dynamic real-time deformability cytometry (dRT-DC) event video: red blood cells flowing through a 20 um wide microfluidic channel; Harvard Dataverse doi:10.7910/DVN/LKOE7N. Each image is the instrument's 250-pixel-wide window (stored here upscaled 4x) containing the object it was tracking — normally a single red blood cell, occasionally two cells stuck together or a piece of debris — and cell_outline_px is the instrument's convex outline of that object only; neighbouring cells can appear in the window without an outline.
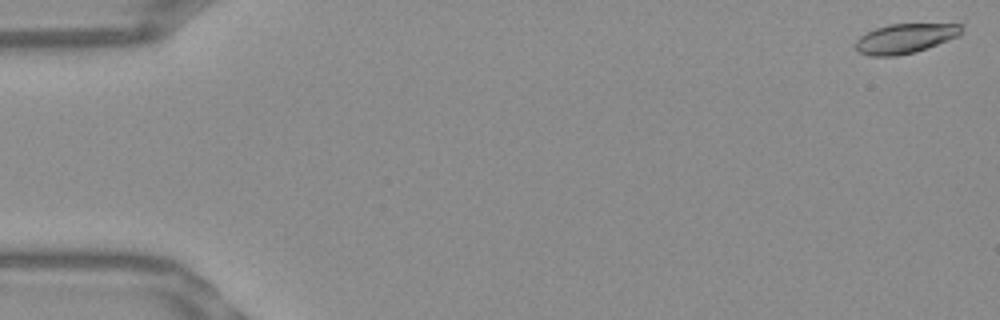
{"species": "Egyptian fruit bat (a non-hibernating species)", "species_latin": "Rousettus aegyptiacus", "temperature_condition": "warm", "stored_images_in_passage": 54, "camera_frame_rate_fps": 3000, "um_per_image_px": 0.085, "frame": {"image": 1, "passage_image": 2, "time_ms": 0.333, "image_size_px": [1000, 320], "cell_outline_px": [[964, 24], [960, 36], [916, 52], [896, 56], [868, 56], [860, 52], [856, 48], [856, 40], [860, 36], [876, 28], [888, 24]], "centroid_in_image_um": [76.96, 3.27], "position_along_channel_um": 8.0, "area_um2": 18.32}}
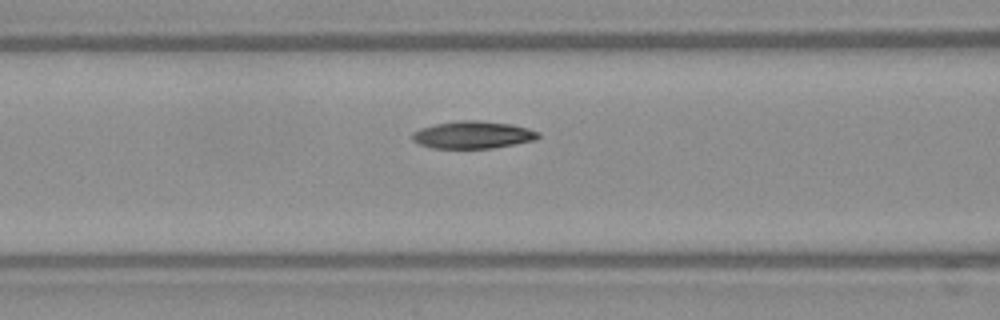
{"frame": {"image": 2, "passage_image": 23, "time_ms": 7.333, "image_size_px": [1000, 320], "cell_outline_px": [[540, 136], [536, 140], [492, 148], [432, 148], [420, 144], [412, 140], [412, 132], [420, 128], [436, 124], [460, 120], [476, 120], [512, 124], [528, 128], [540, 132]], "centroid_in_image_um": [40.21, 11.46], "position_along_channel_um": 126.4, "area_um2": 20.11}}
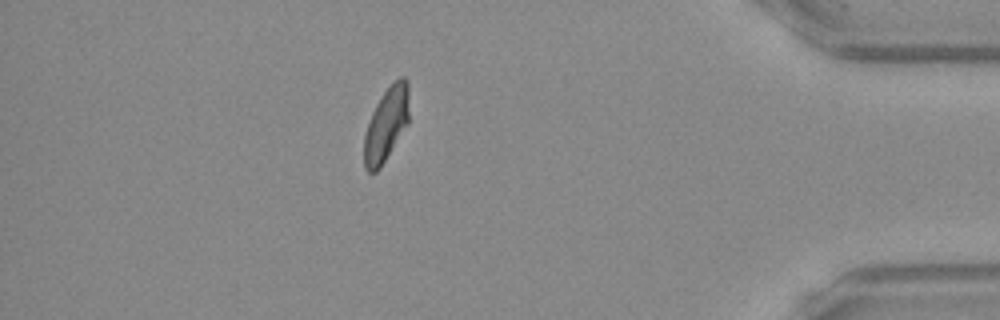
{"frame": {"image": 3, "passage_image": 48, "time_ms": 15.667, "image_size_px": [1000, 320], "cell_outline_px": [[408, 124], [380, 168], [376, 172], [368, 172], [364, 168], [364, 136], [372, 112], [376, 104], [384, 92], [400, 76], [404, 76], [408, 80]], "centroid_in_image_um": [32.83, 10.59], "position_along_channel_um": 402.4, "area_um2": 19.19}, "authors_computed_cell_mechanics": {"area_um2": 19.7387, "velocity_mm_per_s": 3.8137, "shape_relaxation_time_tau1_ms": 4.9774, "shape_relaxation_time_tau2_ms": 3.3275, "deformation_change_tau1": 0.1783, "deformation_change_tau2": 0.085}}